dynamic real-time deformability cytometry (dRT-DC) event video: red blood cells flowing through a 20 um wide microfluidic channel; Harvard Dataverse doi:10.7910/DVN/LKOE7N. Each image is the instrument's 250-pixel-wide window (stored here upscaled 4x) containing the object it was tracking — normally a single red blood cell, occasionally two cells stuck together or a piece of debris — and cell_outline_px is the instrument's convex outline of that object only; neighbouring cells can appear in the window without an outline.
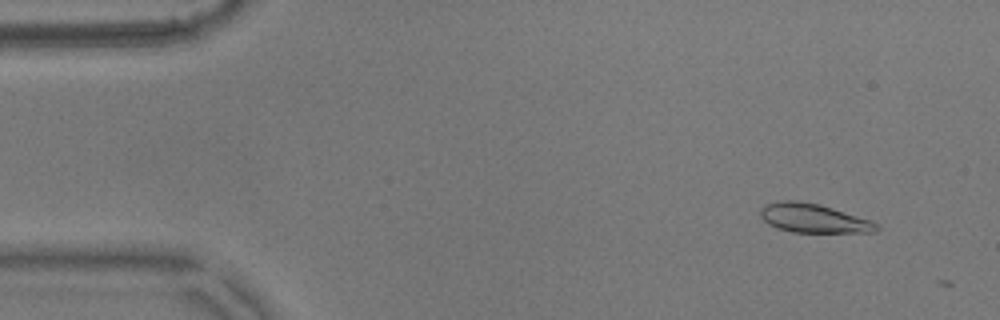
{"species": "common noctule bat (a hibernating species)", "species_latin": "Nyctalus noctula", "temperature_condition": "warm", "stored_images_in_passage": 9, "camera_frame_rate_fps": 3000, "um_per_image_px": 0.085, "animal": {"sex": "male", "body_mass_g": 17.9}, "frame": {"image": 1, "passage_image": 4, "time_ms": 1.0, "image_size_px": [1000, 320], "cell_outline_px": [[880, 228], [876, 232], [792, 232], [776, 228], [768, 224], [760, 216], [760, 208], [768, 204], [784, 200], [796, 200], [820, 204], [880, 224]], "centroid_in_image_um": [69.13, 18.56], "position_along_channel_um": 15.9, "area_um2": 19.42}}